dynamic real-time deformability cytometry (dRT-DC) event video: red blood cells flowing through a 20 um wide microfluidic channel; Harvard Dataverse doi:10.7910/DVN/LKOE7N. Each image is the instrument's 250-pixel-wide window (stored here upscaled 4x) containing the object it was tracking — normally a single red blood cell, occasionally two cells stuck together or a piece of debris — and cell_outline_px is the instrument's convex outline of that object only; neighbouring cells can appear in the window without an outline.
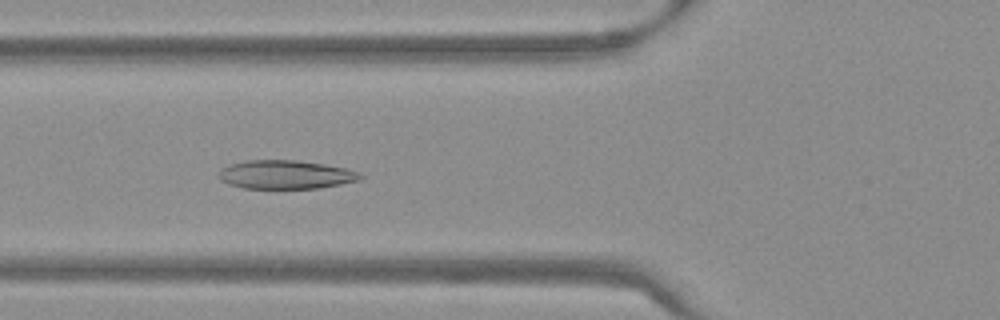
{"species": "Egyptian fruit bat (a non-hibernating species)", "species_latin": "Rousettus aegyptiacus", "temperature_condition": "warm", "stored_images_in_passage": 53, "camera_frame_rate_fps": 3000, "um_per_image_px": 0.085, "frame": {"image": 1, "passage_image": 20, "time_ms": 6.333, "image_size_px": [1000, 320], "cell_outline_px": [[364, 176], [360, 180], [340, 184], [316, 188], [244, 188], [228, 184], [220, 180], [220, 168], [228, 164], [244, 160], [296, 160], [324, 164], [348, 168]], "centroid_in_image_um": [24.25, 14.83], "position_along_channel_um": 101.5, "area_um2": 23.64}}
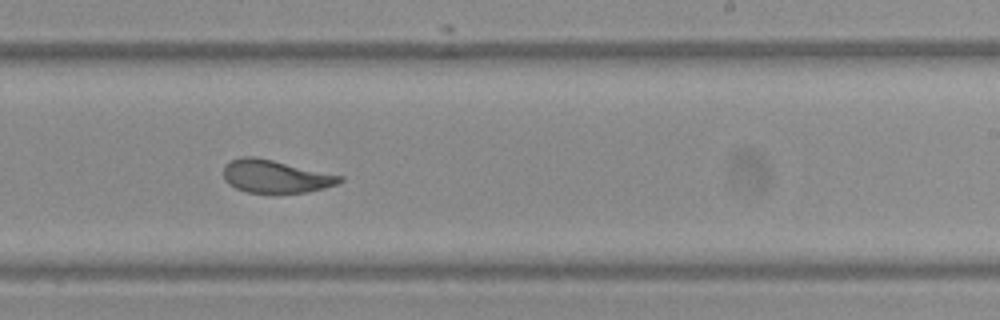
{"frame": {"image": 2, "passage_image": 33, "time_ms": 10.667, "image_size_px": [1000, 320], "cell_outline_px": [[344, 180], [336, 184], [324, 188], [308, 192], [248, 192], [236, 188], [228, 184], [224, 180], [224, 164], [240, 156], [252, 156], [272, 160], [344, 176]], "centroid_in_image_um": [23.4, 14.98], "position_along_channel_um": 265.6, "area_um2": 22.08}}
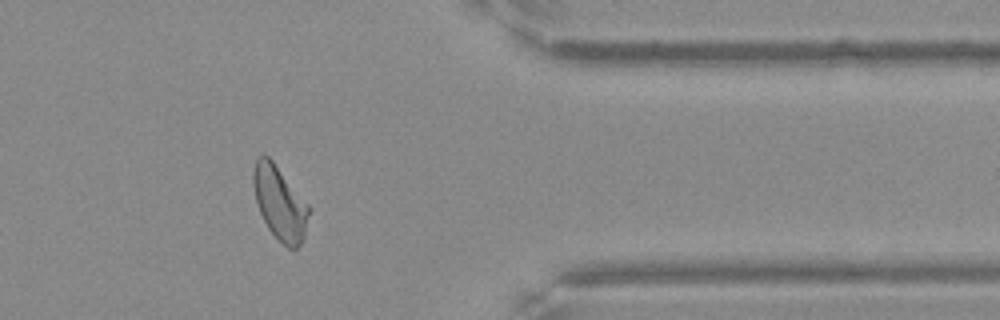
{"frame": {"image": 3, "passage_image": 44, "time_ms": 14.333, "image_size_px": [1000, 320], "cell_outline_px": [[312, 208], [304, 236], [300, 244], [296, 248], [288, 248], [268, 228], [260, 212], [256, 200], [252, 180], [252, 172], [256, 156], [268, 156], [272, 160]], "centroid_in_image_um": [23.79, 17.23], "position_along_channel_um": 387.6, "area_um2": 23.76}, "authors_computed_cell_mechanics": {"area_um2": 23.8714, "velocity_mm_per_s": 3.7747, "shape_relaxation_time_tau1_ms": 6.2226, "shape_relaxation_time_tau2_ms": 1.3657, "deformation_change_tau1": 0.1804, "deformation_change_tau2": 0.0776}}